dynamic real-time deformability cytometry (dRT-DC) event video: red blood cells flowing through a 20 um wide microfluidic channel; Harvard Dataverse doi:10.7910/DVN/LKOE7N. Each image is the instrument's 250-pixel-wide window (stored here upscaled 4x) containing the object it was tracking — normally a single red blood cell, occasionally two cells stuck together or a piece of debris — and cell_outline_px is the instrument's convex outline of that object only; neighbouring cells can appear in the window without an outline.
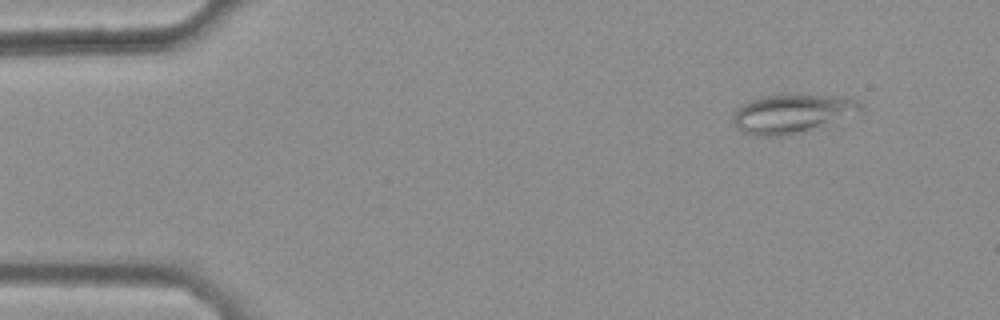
{"species": "common noctule bat (a hibernating species)", "species_latin": "Nyctalus noctula", "temperature_condition": "warm", "stored_images_in_passage": 46, "camera_frame_rate_fps": 3000, "um_per_image_px": 0.085, "animal": {"sex": "female", "body_mass_g": 25.1}, "frame": {"image": 1, "passage_image": 5, "time_ms": 1.333, "image_size_px": [1000, 320], "cell_outline_px": [[864, 112], [792, 136], [752, 136], [740, 132], [736, 128], [732, 120], [732, 116], [744, 104], [752, 100], [764, 96], [796, 92], [828, 96], [856, 100], [860, 104]], "centroid_in_image_um": [67.32, 9.67], "position_along_channel_um": 17.7, "area_um2": 29.48}}
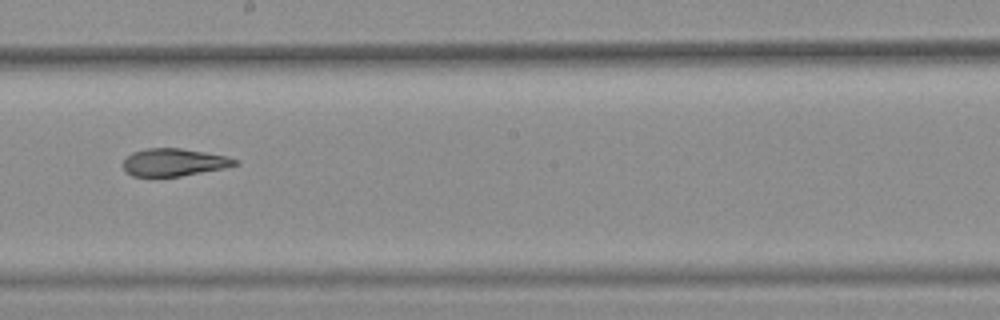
{"frame": {"image": 2, "passage_image": 29, "time_ms": 9.333, "image_size_px": [1000, 320], "cell_outline_px": [[240, 164], [224, 168], [180, 176], [132, 176], [120, 164], [132, 152], [148, 148], [180, 148], [228, 156], [240, 160]], "centroid_in_image_um": [14.81, 13.79], "position_along_channel_um": 233.4, "area_um2": 17.98}}
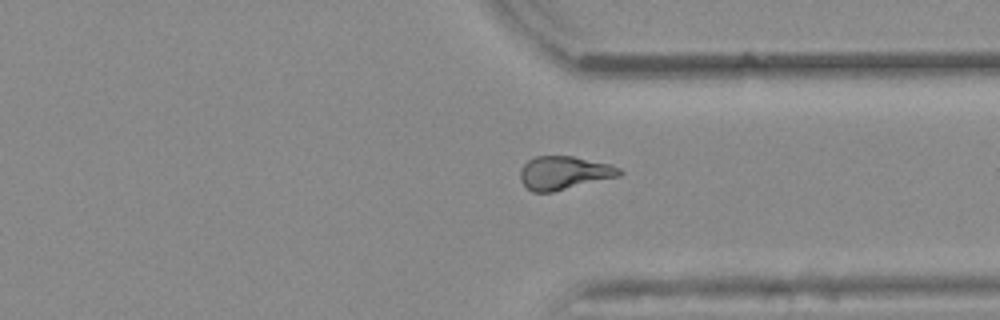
{"frame": {"image": 3, "passage_image": 39, "time_ms": 12.667, "image_size_px": [1000, 320], "cell_outline_px": [[624, 172], [620, 176], [552, 192], [532, 192], [520, 180], [520, 168], [528, 160], [536, 156], [572, 156], [608, 164], [620, 168]], "centroid_in_image_um": [47.93, 14.69], "position_along_channel_um": 363.5, "area_um2": 19.19}, "authors_computed_cell_mechanics": {"area_um2": 19.363, "velocity_mm_per_s": 3.8933, "shape_relaxation_time_tau1_ms": null, "shape_relaxation_time_tau2_ms": 3.4341, "deformation_change_tau1": null, "deformation_change_tau2": 0.1011}}